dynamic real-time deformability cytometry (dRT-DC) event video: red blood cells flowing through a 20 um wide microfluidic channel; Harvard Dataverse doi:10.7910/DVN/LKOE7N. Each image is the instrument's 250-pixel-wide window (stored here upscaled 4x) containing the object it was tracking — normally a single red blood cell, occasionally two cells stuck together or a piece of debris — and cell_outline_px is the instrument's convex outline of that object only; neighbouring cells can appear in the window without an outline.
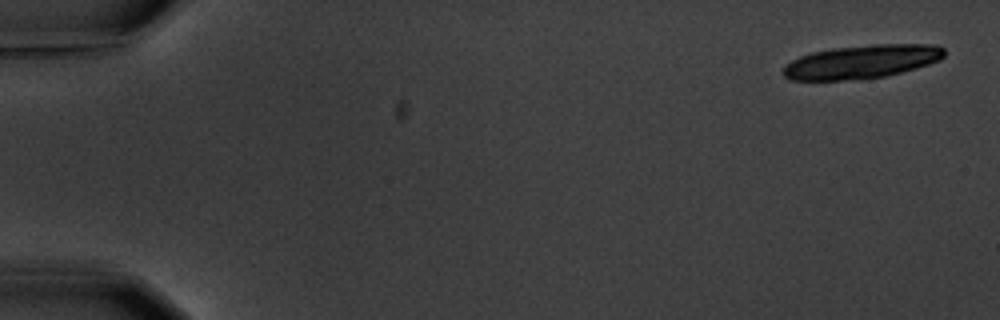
{"species": "common noctule bat (a hibernating species)", "species_latin": "Nyctalus noctula", "temperature_condition": "warm", "stored_images_in_passage": 6, "camera_frame_rate_fps": 3000, "um_per_image_px": 0.085, "animal": {"sex": "male", "body_mass_g": 20.1, "forearm_length_mm": 53.5}, "frame": {"image": 1, "passage_image": 1, "time_ms": 0.0, "image_size_px": [1000, 320], "cell_outline_px": [[944, 56], [940, 60], [916, 68], [884, 76], [860, 80], [788, 80], [784, 76], [784, 68], [792, 60], [800, 56], [812, 52], [832, 48], [872, 44], [936, 44], [944, 48]], "centroid_in_image_um": [73.26, 5.24], "position_along_channel_um": 11.7, "area_um2": 31.56}}
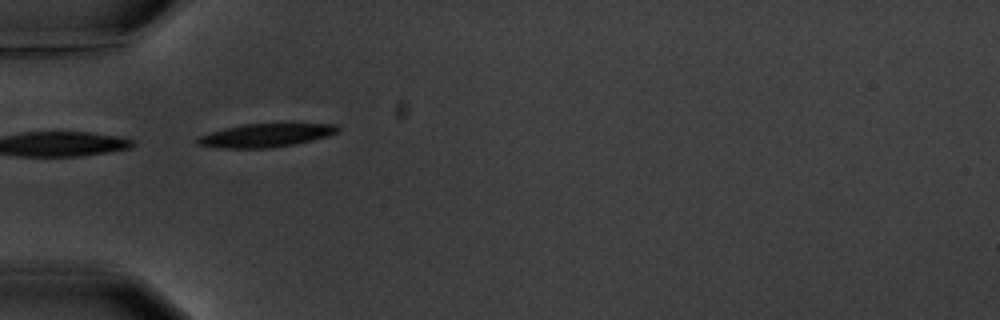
{"frame": {"image": 2, "passage_image": 5, "time_ms": 5.667, "image_size_px": [1000, 320], "cell_outline_px": [[340, 132], [328, 136], [312, 140], [272, 148], [212, 148], [196, 144], [196, 136], [224, 128], [240, 124], [336, 124], [340, 128]], "centroid_in_image_um": [22.52, 11.51], "position_along_channel_um": 62.5, "area_um2": 19.31}}